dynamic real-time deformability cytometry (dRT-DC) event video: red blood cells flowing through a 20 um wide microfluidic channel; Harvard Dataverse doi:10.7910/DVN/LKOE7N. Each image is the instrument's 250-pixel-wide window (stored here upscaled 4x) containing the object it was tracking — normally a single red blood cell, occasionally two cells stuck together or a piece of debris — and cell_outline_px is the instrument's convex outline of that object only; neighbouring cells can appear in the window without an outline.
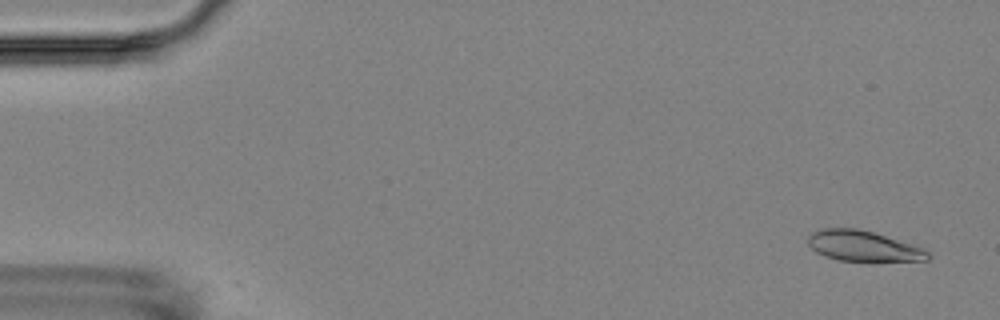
{"species": "Egyptian fruit bat (a non-hibernating species)", "species_latin": "Rousettus aegyptiacus", "temperature_condition": "room temperature", "stored_images_in_passage": 5, "camera_frame_rate_fps": 3000, "um_per_image_px": 0.085, "animal": {"sex": "female"}, "frame": {"image": 1, "passage_image": 1, "time_ms": 0.0, "image_size_px": [1000, 320], "cell_outline_px": [[928, 260], [840, 260], [824, 256], [816, 252], [808, 244], [808, 236], [812, 232], [820, 228], [856, 228], [872, 232], [924, 248], [928, 252]], "centroid_in_image_um": [73.3, 20.89], "position_along_channel_um": 11.7, "area_um2": 20.81}}
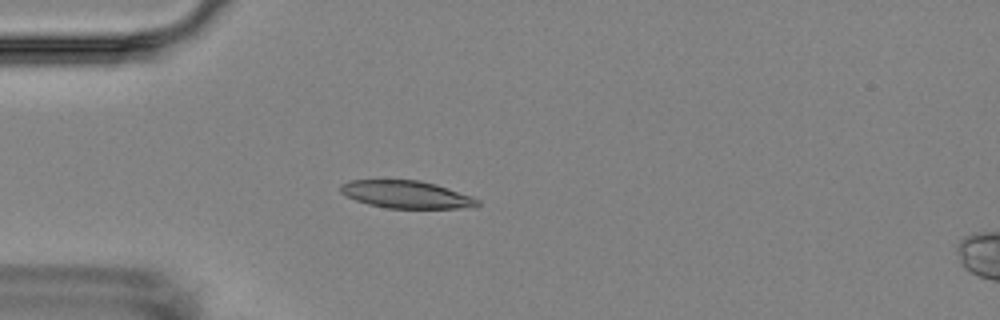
{"frame": {"image": 2, "passage_image": 5, "time_ms": 4.333, "image_size_px": [1000, 320], "cell_outline_px": [[480, 204], [476, 208], [388, 208], [368, 204], [356, 200], [340, 192], [340, 184], [348, 180], [420, 180], [436, 184], [472, 196], [480, 200]], "centroid_in_image_um": [34.58, 16.53], "position_along_channel_um": 50.4, "area_um2": 22.08}}